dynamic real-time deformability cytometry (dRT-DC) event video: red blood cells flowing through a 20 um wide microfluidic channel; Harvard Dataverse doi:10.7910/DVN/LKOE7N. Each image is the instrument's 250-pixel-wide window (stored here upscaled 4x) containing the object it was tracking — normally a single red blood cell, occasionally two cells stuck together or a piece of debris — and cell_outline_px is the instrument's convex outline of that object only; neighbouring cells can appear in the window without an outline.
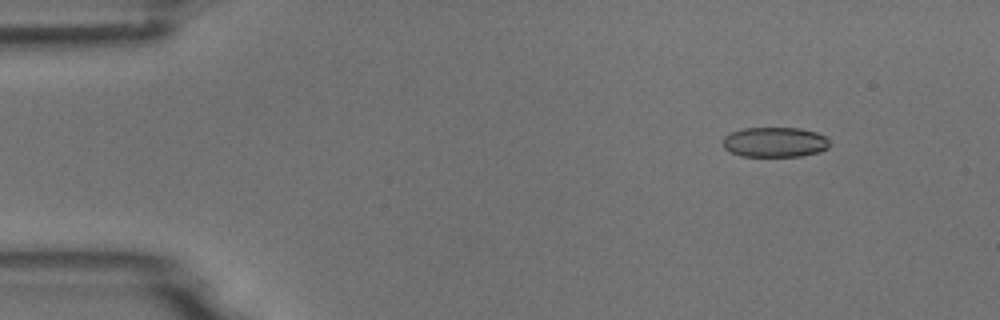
{"species": "common noctule bat (a hibernating species)", "species_latin": "Nyctalus noctula", "temperature_condition": "room temperature", "stored_images_in_passage": 4, "camera_frame_rate_fps": 3000, "um_per_image_px": 0.085, "animal": {"sex": "male", "body_mass_g": 18.8}, "frame": {"image": 1, "passage_image": 1, "time_ms": 0.0, "image_size_px": [1000, 320], "cell_outline_px": [[828, 148], [820, 152], [800, 156], [740, 156], [724, 148], [724, 136], [732, 132], [744, 128], [800, 128], [816, 132], [824, 136], [828, 140]], "centroid_in_image_um": [65.87, 12.08], "position_along_channel_um": 19.1, "area_um2": 18.55}}